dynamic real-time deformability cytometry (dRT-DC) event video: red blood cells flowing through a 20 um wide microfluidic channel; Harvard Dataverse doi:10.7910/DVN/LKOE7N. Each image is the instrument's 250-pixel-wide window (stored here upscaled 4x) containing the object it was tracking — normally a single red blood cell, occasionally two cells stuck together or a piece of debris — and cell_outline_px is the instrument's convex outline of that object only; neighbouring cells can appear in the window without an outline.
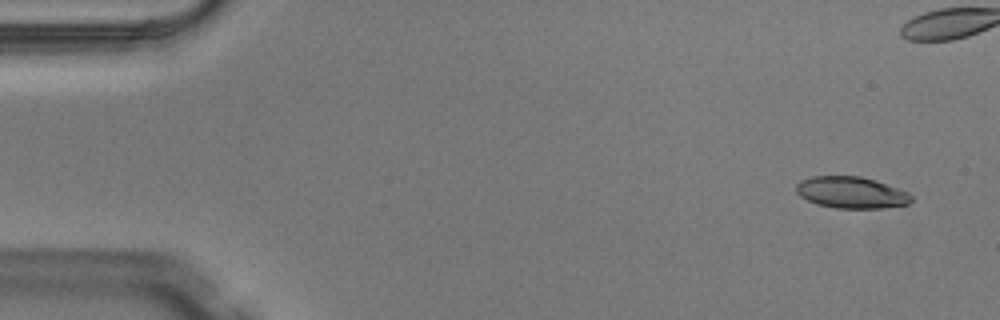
{"species": "Egyptian fruit bat (a non-hibernating species)", "species_latin": "Rousettus aegyptiacus", "temperature_condition": "warm", "stored_images_in_passage": 2, "camera_frame_rate_fps": 3000, "um_per_image_px": 0.085, "animal": {"sex": "male"}, "frame": {"image": 1, "passage_image": 1, "time_ms": 0.0, "image_size_px": [1000, 320], "cell_outline_px": [[912, 200], [908, 204], [880, 208], [836, 208], [816, 204], [800, 196], [796, 192], [796, 184], [800, 180], [812, 176], [860, 176], [876, 180], [908, 192], [912, 196]], "centroid_in_image_um": [72.34, 16.36], "position_along_channel_um": 12.7, "area_um2": 21.21}}